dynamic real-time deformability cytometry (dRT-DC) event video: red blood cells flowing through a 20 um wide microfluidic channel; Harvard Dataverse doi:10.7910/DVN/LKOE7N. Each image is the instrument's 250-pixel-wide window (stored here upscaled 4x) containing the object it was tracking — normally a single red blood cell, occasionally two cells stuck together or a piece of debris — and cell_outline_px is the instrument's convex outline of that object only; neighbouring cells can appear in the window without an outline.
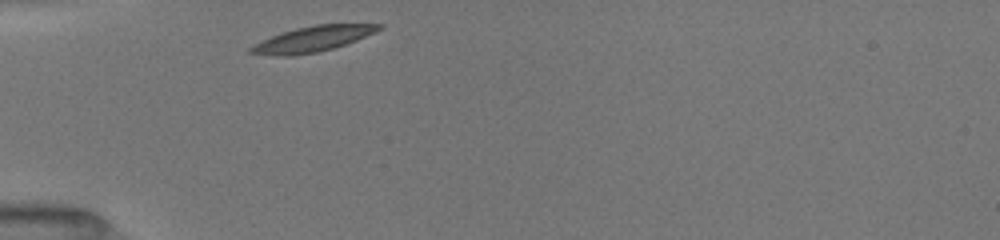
{"species": "common noctule bat (a hibernating species)", "species_latin": "Nyctalus noctula", "temperature_condition": "room temperature", "stored_images_in_passage": 8, "camera_frame_rate_fps": 3000, "um_per_image_px": 0.085, "animal": {"sex": "female", "body_mass_g": 19.5, "forearm_length_mm": 54.1}, "frame": {"image": 1, "passage_image": 1, "time_ms": 0.0, "image_size_px": [1000, 240], "cell_outline_px": [[384, 28], [376, 32], [356, 40], [332, 48], [316, 52], [292, 56], [276, 56], [248, 52], [248, 48], [280, 32], [296, 28], [316, 24], [384, 24]], "centroid_in_image_um": [26.6, 3.3], "position_along_channel_um": 58.4, "area_um2": 18.84}}
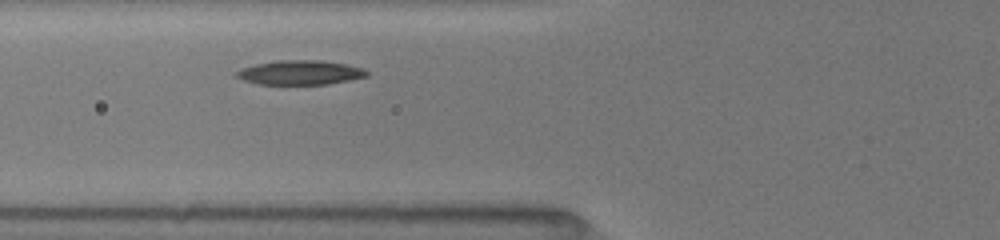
{"frame": {"image": 2, "passage_image": 6, "time_ms": 1.333, "image_size_px": [1000, 240], "cell_outline_px": [[368, 76], [328, 84], [260, 84], [244, 80], [236, 76], [236, 72], [240, 68], [256, 64], [276, 60], [320, 60], [348, 64], [364, 68], [368, 72]], "centroid_in_image_um": [25.53, 6.15], "position_along_channel_um": 100.3, "area_um2": 18.5}}